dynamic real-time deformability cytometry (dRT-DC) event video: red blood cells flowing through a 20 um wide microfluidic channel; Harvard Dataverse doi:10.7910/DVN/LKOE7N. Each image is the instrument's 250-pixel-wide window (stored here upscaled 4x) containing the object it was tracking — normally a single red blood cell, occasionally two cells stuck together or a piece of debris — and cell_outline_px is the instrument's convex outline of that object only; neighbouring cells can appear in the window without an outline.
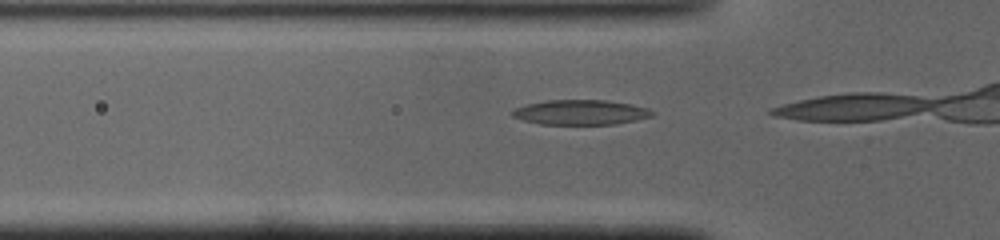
{"species": "common noctule bat (a hibernating species)", "species_latin": "Nyctalus noctula", "temperature_condition": "cold", "stored_images_in_passage": 7, "camera_frame_rate_fps": 3000, "um_per_image_px": 0.085, "animal": {"sex": "male", "body_mass_g": 19.0, "forearm_length_mm": 50.8}, "frame": {"image": 1, "passage_image": 6, "time_ms": 1.667, "image_size_px": [1000, 240], "cell_outline_px": [[656, 112], [652, 116], [636, 120], [616, 124], [540, 124], [524, 120], [512, 116], [512, 112], [516, 108], [524, 104], [548, 100], [604, 100], [632, 104], [648, 108]], "centroid_in_image_um": [49.38, 9.54], "position_along_channel_um": 76.4, "area_um2": 20.29}}